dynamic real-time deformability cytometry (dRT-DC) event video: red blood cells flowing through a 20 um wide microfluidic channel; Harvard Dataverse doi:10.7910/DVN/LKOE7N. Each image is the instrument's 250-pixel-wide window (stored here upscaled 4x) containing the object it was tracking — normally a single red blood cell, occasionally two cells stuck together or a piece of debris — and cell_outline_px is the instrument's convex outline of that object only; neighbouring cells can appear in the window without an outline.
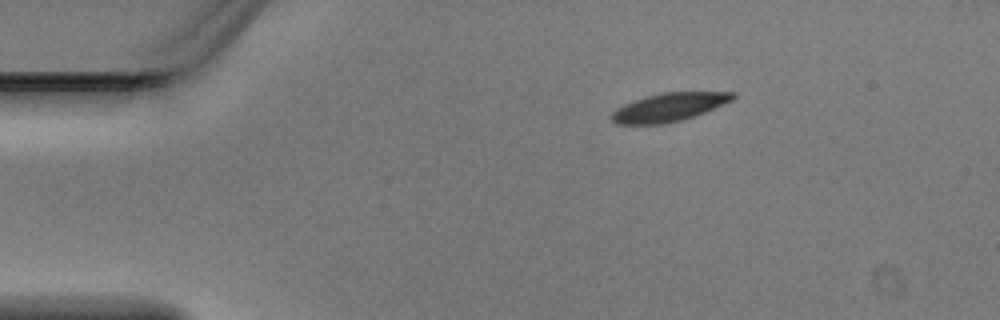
{"species": "Egyptian fruit bat (a non-hibernating species)", "species_latin": "Rousettus aegyptiacus", "temperature_condition": "warm", "stored_images_in_passage": 4, "camera_frame_rate_fps": 3000, "um_per_image_px": 0.085, "animal": {"sex": "male"}, "frame": {"image": 1, "passage_image": 4, "time_ms": 1.0, "image_size_px": [1000, 320], "cell_outline_px": [[736, 96], [732, 100], [704, 112], [680, 120], [664, 124], [616, 124], [608, 116], [616, 108], [632, 100], [644, 96], [660, 92], [736, 92]], "centroid_in_image_um": [56.8, 9.1], "position_along_channel_um": 28.2, "area_um2": 20.06}}